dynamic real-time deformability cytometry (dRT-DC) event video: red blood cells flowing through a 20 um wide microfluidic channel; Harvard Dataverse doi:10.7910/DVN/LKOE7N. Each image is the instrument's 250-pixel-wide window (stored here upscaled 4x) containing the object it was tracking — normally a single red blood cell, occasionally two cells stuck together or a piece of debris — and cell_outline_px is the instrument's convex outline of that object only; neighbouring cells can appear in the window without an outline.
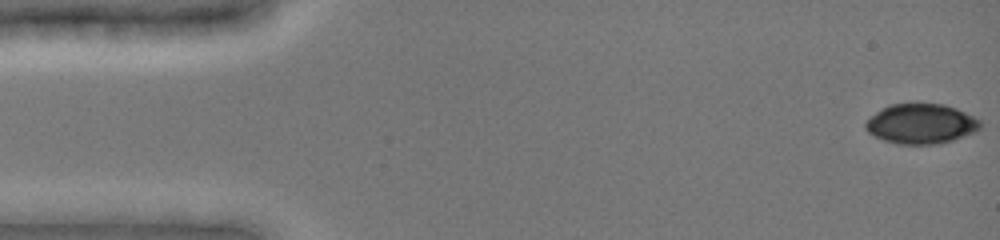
{"species": "common noctule bat (a hibernating species)", "species_latin": "Nyctalus noctula", "temperature_condition": "cold", "stored_images_in_passage": 14, "camera_frame_rate_fps": 3000, "um_per_image_px": 0.085, "animal": {"sex": "female", "body_mass_g": 19.0, "forearm_length_mm": 51.5}, "frame": {"image": 1, "passage_image": 1, "time_ms": 0.0, "image_size_px": [1000, 240], "cell_outline_px": [[980, 128], [976, 132], [940, 144], [896, 144], [884, 140], [868, 132], [864, 128], [864, 124], [876, 112], [892, 104], [916, 100], [944, 104], [956, 108], [980, 120]], "centroid_in_image_um": [78.29, 10.48], "position_along_channel_um": 6.7, "area_um2": 27.22}}
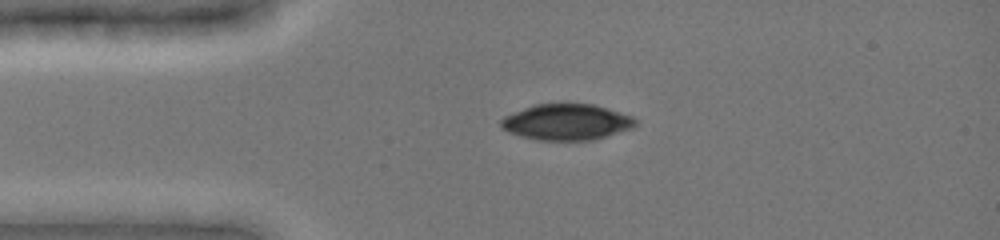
{"frame": {"image": 2, "passage_image": 11, "time_ms": 3.333, "image_size_px": [1000, 240], "cell_outline_px": [[636, 124], [632, 128], [592, 140], [536, 140], [520, 136], [508, 132], [500, 128], [500, 120], [504, 116], [512, 112], [536, 104], [592, 104], [632, 116], [636, 120]], "centroid_in_image_um": [48.1, 10.38], "position_along_channel_um": 36.9, "area_um2": 28.09}}